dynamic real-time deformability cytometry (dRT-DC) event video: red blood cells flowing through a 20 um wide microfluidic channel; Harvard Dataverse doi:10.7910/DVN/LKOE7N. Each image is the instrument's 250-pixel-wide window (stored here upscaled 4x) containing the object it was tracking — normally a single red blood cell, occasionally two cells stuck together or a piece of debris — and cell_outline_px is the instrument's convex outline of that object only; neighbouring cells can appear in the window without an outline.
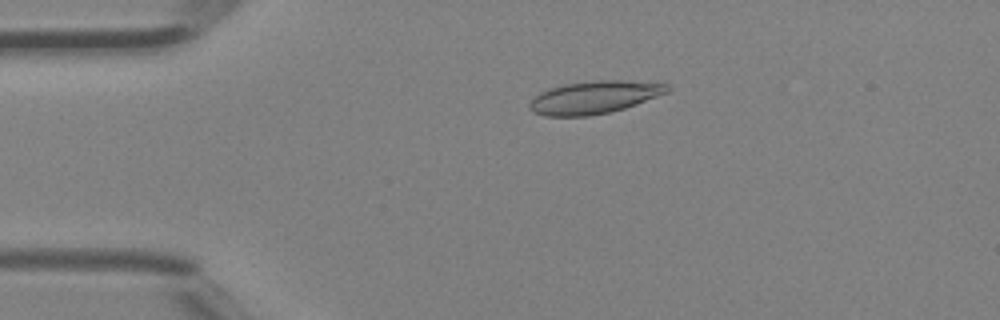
{"species": "Egyptian fruit bat (a non-hibernating species)", "species_latin": "Rousettus aegyptiacus", "temperature_condition": "room temperature", "stored_images_in_passage": 46, "camera_frame_rate_fps": 3000, "um_per_image_px": 0.085, "animal": {"sex": "female"}, "frame": {"image": 1, "passage_image": 10, "time_ms": 3.0, "image_size_px": [1000, 320], "cell_outline_px": [[668, 92], [636, 104], [612, 112], [588, 116], [544, 116], [532, 112], [528, 108], [528, 104], [540, 92], [548, 88], [564, 84], [592, 80], [620, 80], [668, 84]], "centroid_in_image_um": [50.45, 8.28], "position_along_channel_um": 34.5, "area_um2": 26.24}}
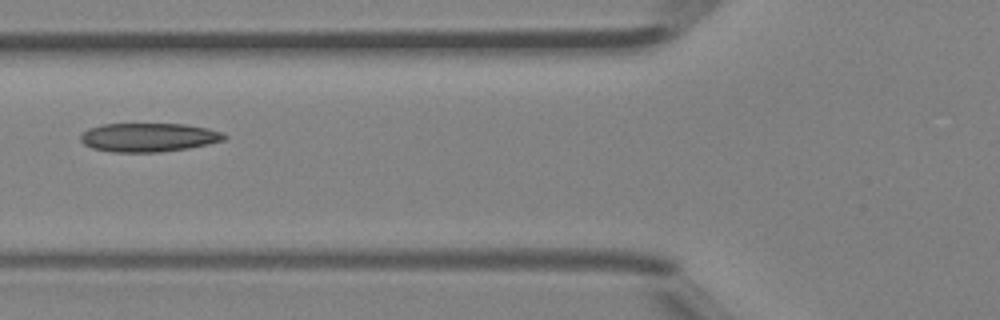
{"frame": {"image": 2, "passage_image": 18, "time_ms": 5.667, "image_size_px": [1000, 320], "cell_outline_px": [[228, 136], [224, 140], [188, 148], [160, 152], [112, 152], [92, 148], [84, 144], [80, 140], [80, 136], [88, 128], [104, 124], [184, 124], [208, 128], [220, 132]], "centroid_in_image_um": [12.61, 11.68], "position_along_channel_um": 113.2, "area_um2": 23.99}}
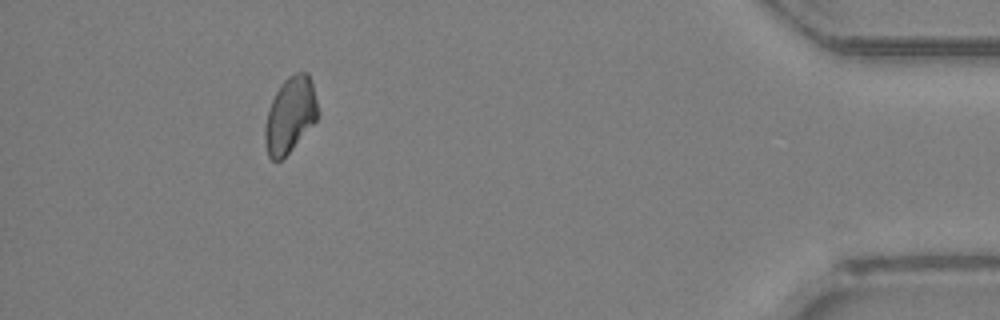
{"frame": {"image": 3, "passage_image": 42, "time_ms": 13.667, "image_size_px": [1000, 320], "cell_outline_px": [[320, 112], [316, 120], [292, 148], [280, 160], [272, 160], [268, 156], [264, 140], [264, 128], [268, 108], [280, 84], [288, 76], [296, 72], [308, 72], [312, 84]], "centroid_in_image_um": [24.65, 9.75], "position_along_channel_um": 410.5, "area_um2": 23.24}}